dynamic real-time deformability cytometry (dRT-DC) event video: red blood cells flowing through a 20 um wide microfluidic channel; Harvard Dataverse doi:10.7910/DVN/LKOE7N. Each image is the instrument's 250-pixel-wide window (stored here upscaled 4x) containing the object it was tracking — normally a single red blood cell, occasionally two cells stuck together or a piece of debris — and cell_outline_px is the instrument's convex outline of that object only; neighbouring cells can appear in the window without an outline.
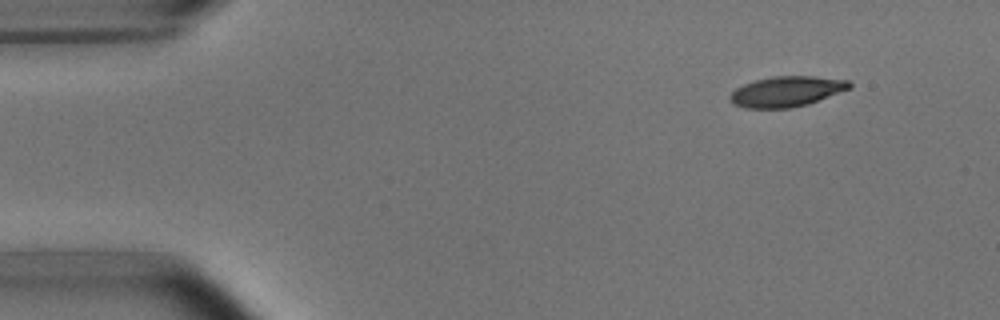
{"species": "common noctule bat (a hibernating species)", "species_latin": "Nyctalus noctula", "temperature_condition": "room temperature", "stored_images_in_passage": 6, "camera_frame_rate_fps": 3000, "um_per_image_px": 0.085, "animal": {"sex": "male", "body_mass_g": 15.6}, "frame": {"image": 1, "passage_image": 6, "time_ms": 7.0, "image_size_px": [1000, 320], "cell_outline_px": [[852, 88], [808, 104], [792, 108], [744, 108], [732, 104], [728, 100], [728, 96], [736, 88], [744, 84], [756, 80], [772, 76], [812, 76], [848, 80], [852, 84]], "centroid_in_image_um": [66.84, 7.78], "position_along_channel_um": 18.2, "area_um2": 21.33}}